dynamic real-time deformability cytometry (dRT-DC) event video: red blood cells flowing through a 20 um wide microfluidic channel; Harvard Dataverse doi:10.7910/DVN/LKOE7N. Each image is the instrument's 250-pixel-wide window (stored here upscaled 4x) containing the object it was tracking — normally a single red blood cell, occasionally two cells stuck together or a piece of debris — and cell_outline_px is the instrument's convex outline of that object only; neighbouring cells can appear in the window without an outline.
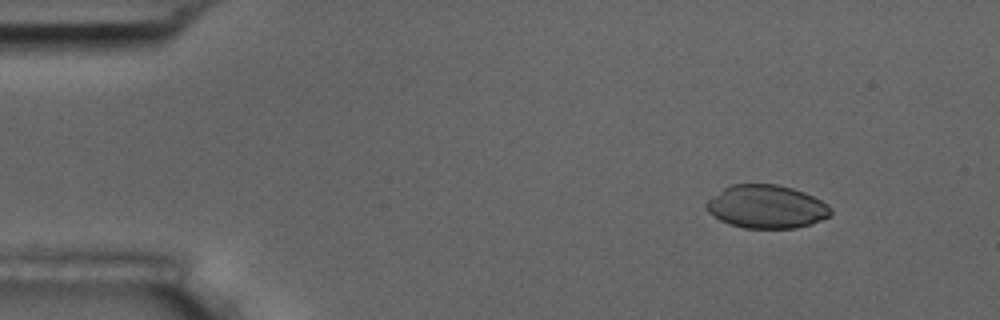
{"species": "common noctule bat (a hibernating species)", "species_latin": "Nyctalus noctula", "temperature_condition": "room temperature", "stored_images_in_passage": 56, "camera_frame_rate_fps": 3000, "um_per_image_px": 0.085, "animal": {"sex": "male", "body_mass_g": 17.5, "forearm_length_mm": 52.3}, "frame": {"image": 1, "passage_image": 6, "time_ms": 1.667, "image_size_px": [1000, 320], "cell_outline_px": [[832, 212], [828, 216], [812, 224], [796, 228], [744, 228], [728, 224], [720, 220], [708, 212], [704, 208], [704, 204], [708, 200], [724, 188], [732, 184], [776, 184], [792, 188], [804, 192], [828, 204], [832, 208]], "centroid_in_image_um": [65.14, 17.57], "position_along_channel_um": 19.9, "area_um2": 31.39}}